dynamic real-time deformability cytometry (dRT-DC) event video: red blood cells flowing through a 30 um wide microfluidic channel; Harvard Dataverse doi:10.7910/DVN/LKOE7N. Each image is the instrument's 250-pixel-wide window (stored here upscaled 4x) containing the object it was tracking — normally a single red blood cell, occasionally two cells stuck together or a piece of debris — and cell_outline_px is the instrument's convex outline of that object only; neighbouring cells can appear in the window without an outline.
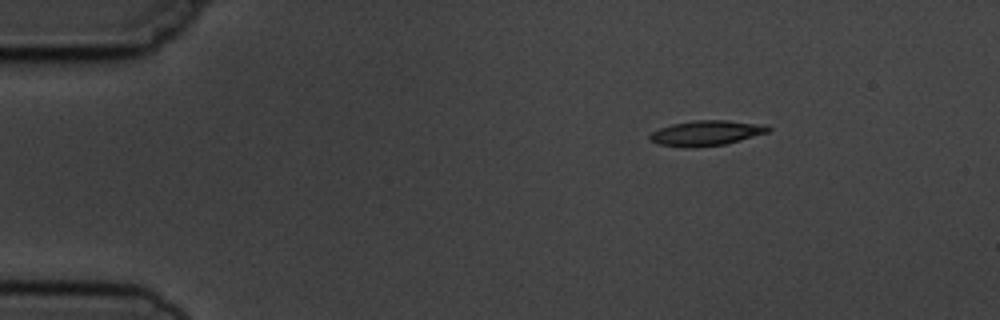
{"species": "common noctule bat (a hibernating species)", "species_latin": "Nyctalus noctula", "temperature_condition": "cold", "stored_images_in_passage": 4, "camera_frame_rate_fps": 3000, "um_per_image_px": 0.085, "animal": {"sex": "male", "body_mass_g": 19.5, "forearm_length_mm": 54.6}, "frame": {"image": 1, "passage_image": 1, "time_ms": 0.0, "image_size_px": [1000, 320], "cell_outline_px": [[772, 128], [768, 132], [724, 144], [692, 148], [684, 148], [660, 144], [652, 140], [648, 136], [652, 132], [660, 128], [672, 124], [696, 120], [728, 120], [764, 124]], "centroid_in_image_um": [60.04, 11.3], "position_along_channel_um": 25.0, "area_um2": 17.22}}
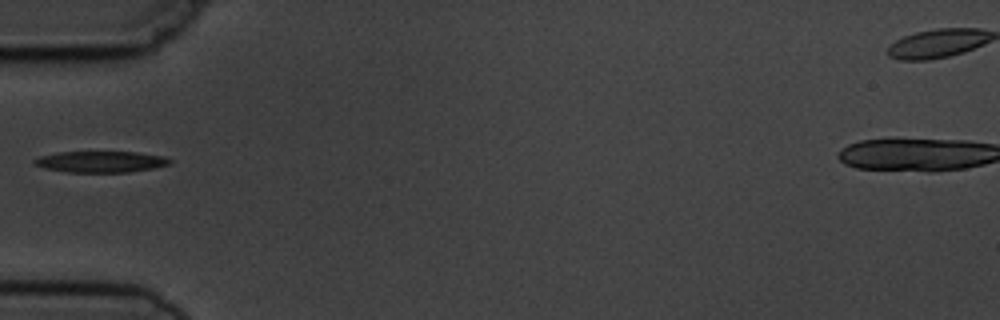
{"frame": {"image": 2, "passage_image": 4, "time_ms": 3.333, "image_size_px": [1000, 320], "cell_outline_px": [[172, 160], [168, 164], [152, 168], [128, 172], [68, 172], [44, 168], [36, 164], [32, 160], [40, 156], [56, 152], [136, 152], [164, 156]], "centroid_in_image_um": [8.54, 13.74], "position_along_channel_um": 76.5, "area_um2": 16.59}}